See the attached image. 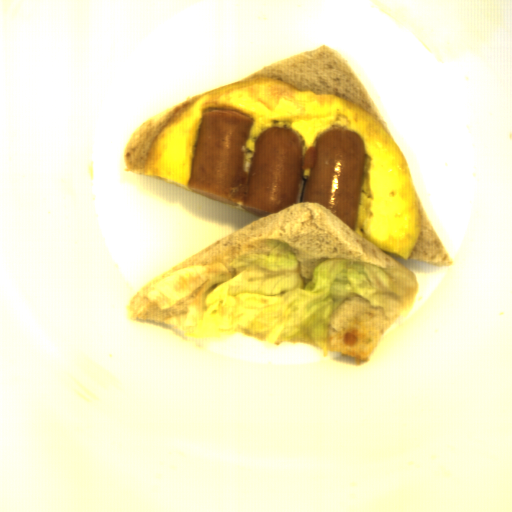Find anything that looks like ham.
Wrapping results in <instances>:
<instances>
[{
  "label": "ham",
  "instance_id": "37f43c06",
  "mask_svg": "<svg viewBox=\"0 0 512 512\" xmlns=\"http://www.w3.org/2000/svg\"><path fill=\"white\" fill-rule=\"evenodd\" d=\"M253 120L226 107L202 112L187 188L259 219L293 203L318 202L356 232L365 163L360 134L334 127L304 152L299 134L273 125L255 140L245 171Z\"/></svg>",
  "mask_w": 512,
  "mask_h": 512
}]
</instances>
